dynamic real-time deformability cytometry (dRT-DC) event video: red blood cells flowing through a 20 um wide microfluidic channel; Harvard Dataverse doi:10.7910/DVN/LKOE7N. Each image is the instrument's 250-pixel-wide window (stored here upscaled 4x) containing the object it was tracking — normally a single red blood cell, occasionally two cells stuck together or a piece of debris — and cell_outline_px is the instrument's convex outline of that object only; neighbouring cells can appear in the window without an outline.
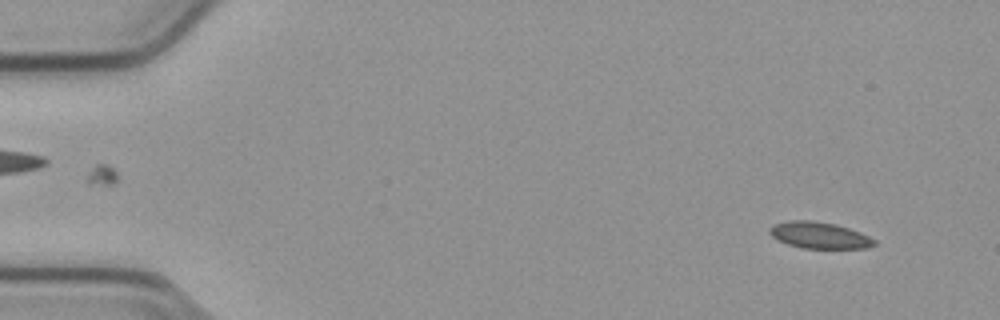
{"species": "common noctule bat (a hibernating species)", "species_latin": "Nyctalus noctula", "temperature_condition": "cold", "stored_images_in_passage": 54, "camera_frame_rate_fps": 3000, "um_per_image_px": 0.085, "animal": {"sex": "male", "body_mass_g": 23.1, "forearm_length_mm": 52.7}, "frame": {"image": 1, "passage_image": 4, "time_ms": 1.0, "image_size_px": [1000, 320], "cell_outline_px": [[876, 244], [868, 248], [804, 248], [788, 244], [776, 240], [768, 232], [768, 228], [776, 224], [788, 220], [808, 220], [836, 224], [860, 232], [876, 240]], "centroid_in_image_um": [69.63, 19.99], "position_along_channel_um": 15.4, "area_um2": 16.13}}
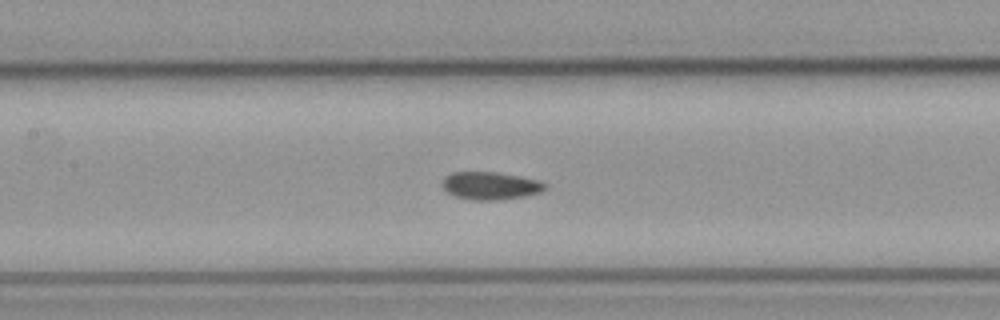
{"frame": {"image": 2, "passage_image": 25, "time_ms": 8.0, "image_size_px": [1000, 320], "cell_outline_px": [[548, 188], [540, 192], [524, 196], [492, 200], [472, 200], [456, 196], [448, 192], [440, 184], [444, 176], [452, 172], [496, 172], [520, 176], [540, 180], [548, 184]], "centroid_in_image_um": [41.7, 15.77], "position_along_channel_um": 165.7, "area_um2": 16.7}}
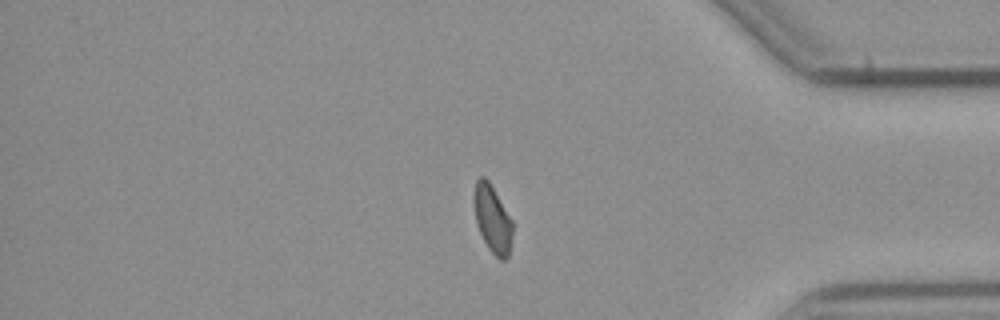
{"frame": {"image": 3, "passage_image": 45, "time_ms": 14.667, "image_size_px": [1000, 320], "cell_outline_px": [[512, 236], [508, 256], [504, 260], [500, 260], [488, 248], [476, 224], [472, 200], [472, 196], [476, 180], [480, 176], [484, 176], [488, 180], [512, 220]], "centroid_in_image_um": [41.82, 18.58], "position_along_channel_um": 393.4, "area_um2": 15.2}}